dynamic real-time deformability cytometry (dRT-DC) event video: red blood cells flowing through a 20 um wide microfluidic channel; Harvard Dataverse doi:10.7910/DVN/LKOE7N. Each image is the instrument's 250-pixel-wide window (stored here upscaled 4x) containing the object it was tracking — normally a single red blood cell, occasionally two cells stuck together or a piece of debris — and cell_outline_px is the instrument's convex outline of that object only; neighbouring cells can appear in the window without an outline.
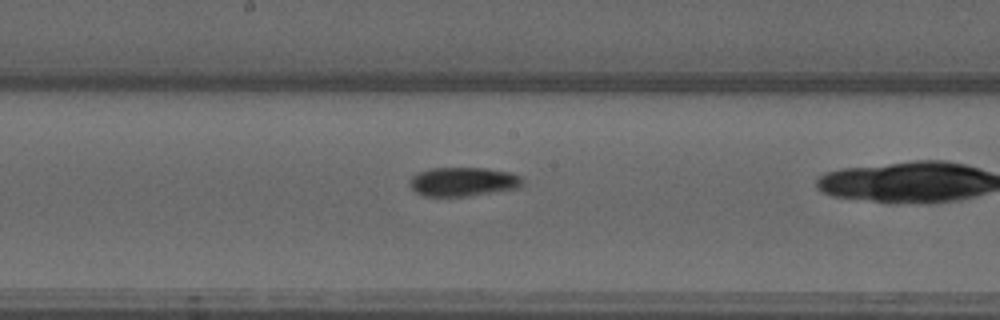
{"species": "common noctule bat (a hibernating species)", "species_latin": "Nyctalus noctula", "temperature_condition": "warm", "stored_images_in_passage": 37, "camera_frame_rate_fps": 3000, "um_per_image_px": 0.085, "animal": {"sex": "male", "forearm_length_mm": 52.5}, "frame": {"image": 1, "passage_image": 23, "time_ms": 7.333, "image_size_px": [1000, 320], "cell_outline_px": [[524, 184], [520, 188], [468, 196], [424, 196], [416, 192], [408, 184], [412, 176], [420, 172], [432, 168], [488, 168], [512, 172], [520, 176], [524, 180]], "centroid_in_image_um": [39.42, 15.44], "position_along_channel_um": 208.8, "area_um2": 19.25}}
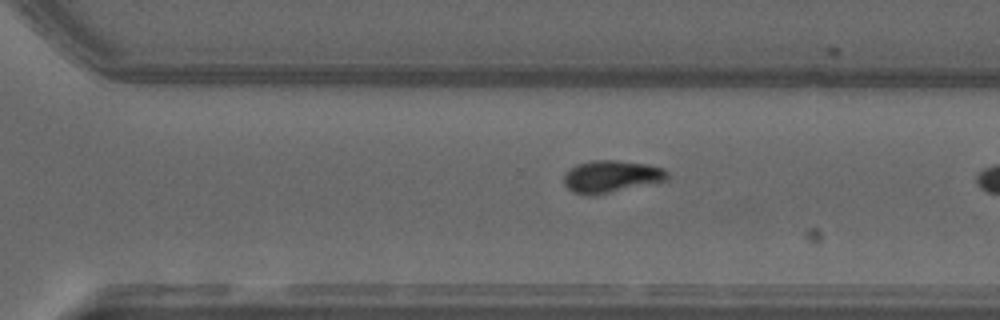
{"frame": {"image": 2, "passage_image": 32, "time_ms": 10.333, "image_size_px": [1000, 320], "cell_outline_px": [[668, 180], [596, 196], [588, 196], [572, 192], [564, 184], [564, 172], [576, 164], [592, 160], [616, 160], [644, 164], [664, 168], [668, 172]], "centroid_in_image_um": [51.93, 15.02], "position_along_channel_um": 318.7, "area_um2": 19.71}}
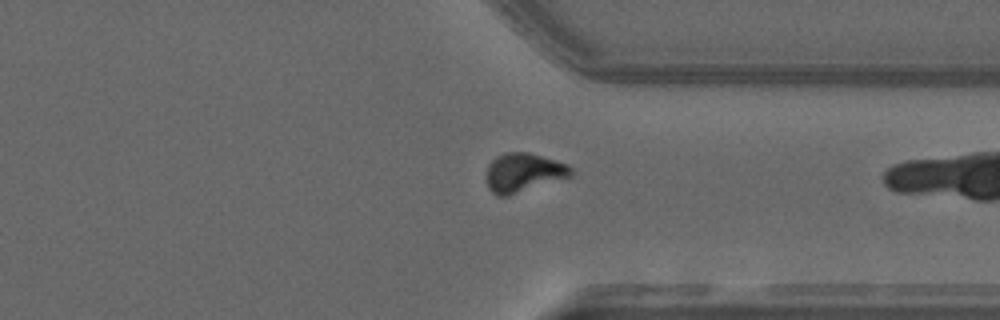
{"frame": {"image": 3, "passage_image": 36, "time_ms": 11.667, "image_size_px": [1000, 320], "cell_outline_px": [[572, 176], [508, 196], [496, 196], [488, 188], [488, 164], [496, 156], [504, 152], [528, 152], [556, 160], [568, 164], [572, 168]], "centroid_in_image_um": [44.51, 14.66], "position_along_channel_um": 366.9, "area_um2": 19.19}}